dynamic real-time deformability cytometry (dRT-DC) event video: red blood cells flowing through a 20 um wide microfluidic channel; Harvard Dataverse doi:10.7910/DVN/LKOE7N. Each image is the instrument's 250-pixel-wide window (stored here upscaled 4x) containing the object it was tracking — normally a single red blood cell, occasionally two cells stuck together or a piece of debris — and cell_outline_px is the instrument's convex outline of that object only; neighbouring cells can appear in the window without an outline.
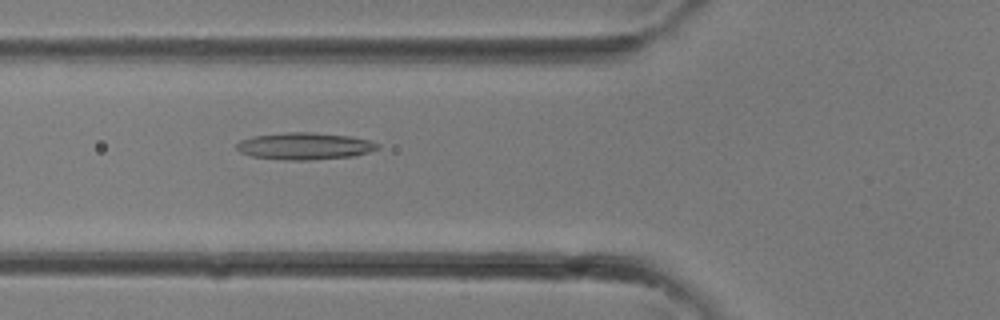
{"species": "common noctule bat (a hibernating species)", "species_latin": "Nyctalus noctula", "temperature_condition": "room temperature", "stored_images_in_passage": 9, "camera_frame_rate_fps": 3000, "um_per_image_px": 0.085, "animal": {"sex": "female"}, "frame": {"image": 1, "passage_image": 9, "time_ms": 2.667, "image_size_px": [1000, 320], "cell_outline_px": [[380, 148], [356, 156], [308, 160], [284, 160], [252, 156], [240, 152], [236, 148], [236, 144], [240, 140], [252, 136], [288, 132], [312, 132], [352, 136], [368, 140], [380, 144]], "centroid_in_image_um": [25.91, 12.41], "position_along_channel_um": 99.9, "area_um2": 22.31}}